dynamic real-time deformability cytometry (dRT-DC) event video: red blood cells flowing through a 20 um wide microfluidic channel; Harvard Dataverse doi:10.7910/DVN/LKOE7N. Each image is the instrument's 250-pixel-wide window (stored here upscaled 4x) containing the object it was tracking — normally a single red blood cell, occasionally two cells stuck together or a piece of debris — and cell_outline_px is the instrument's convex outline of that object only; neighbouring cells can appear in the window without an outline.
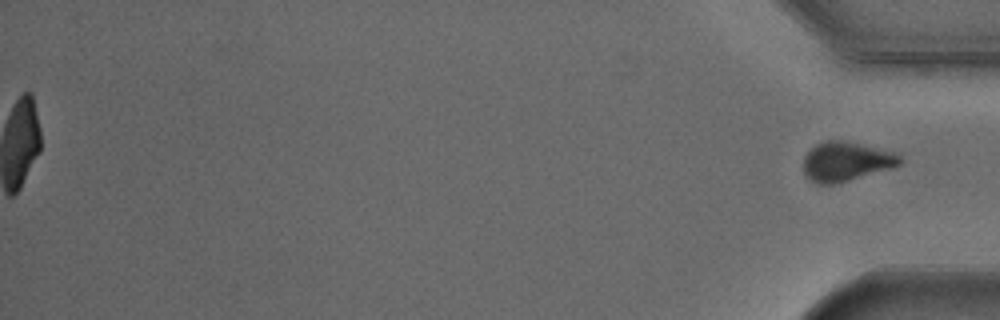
{"species": "Egyptian fruit bat (a non-hibernating species)", "species_latin": "Rousettus aegyptiacus", "temperature_condition": "cold", "stored_images_in_passage": 54, "segment_of_instrument_passage": [2, 2], "camera_frame_rate_fps": 3000, "um_per_image_px": 0.085, "animal": {"sex": "male"}, "frame": {"image": 1, "passage_image": 54, "time_ms": 17.667, "image_size_px": [1000, 320], "cell_outline_px": [[900, 164], [892, 168], [836, 184], [816, 184], [808, 180], [804, 176], [804, 156], [816, 144], [824, 140], [844, 140], [892, 152], [900, 156]], "centroid_in_image_um": [71.86, 13.74], "position_along_channel_um": 363.3, "area_um2": 22.08}}